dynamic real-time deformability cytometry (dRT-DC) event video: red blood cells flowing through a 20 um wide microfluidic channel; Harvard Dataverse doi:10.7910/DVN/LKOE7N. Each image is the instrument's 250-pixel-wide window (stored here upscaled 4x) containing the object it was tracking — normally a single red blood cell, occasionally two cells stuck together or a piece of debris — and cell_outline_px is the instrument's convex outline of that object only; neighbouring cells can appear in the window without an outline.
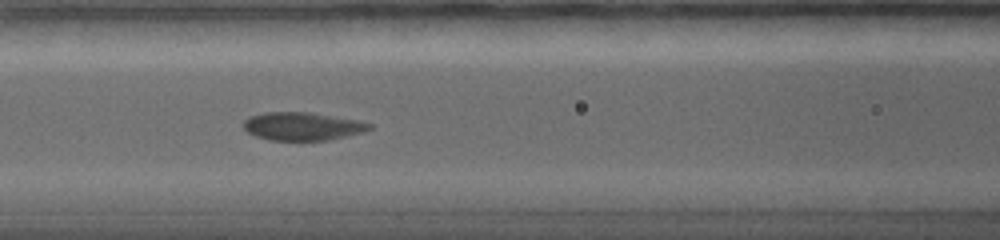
{"species": "common noctule bat (a hibernating species)", "species_latin": "Nyctalus noctula", "temperature_condition": "warm", "stored_images_in_passage": 13, "camera_frame_rate_fps": 5000, "um_per_image_px": 0.085, "animal": {"sex": "female", "body_mass_g": 19.0, "forearm_length_mm": 56.7}, "frame": {"image": 1, "passage_image": 8, "time_ms": 6.2, "image_size_px": [1000, 240], "cell_outline_px": [[372, 128], [360, 132], [328, 140], [268, 140], [256, 136], [248, 132], [244, 128], [244, 120], [248, 116], [264, 112], [308, 112], [360, 120], [372, 124]], "centroid_in_image_um": [25.67, 10.72], "position_along_channel_um": 140.9, "area_um2": 20.52}}
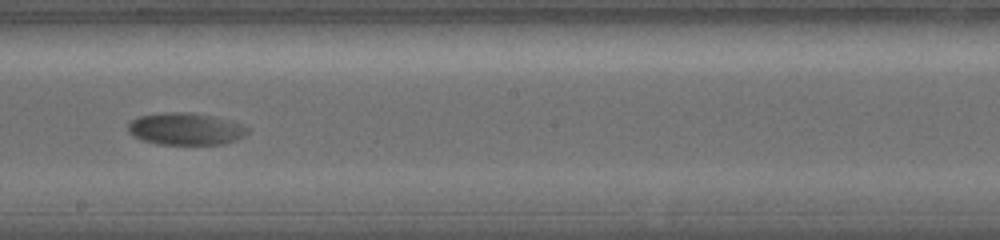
{"frame": {"image": 2, "passage_image": 11, "time_ms": 9.0, "image_size_px": [1000, 240], "cell_outline_px": [[248, 132], [244, 136], [236, 140], [224, 144], [156, 144], [140, 140], [132, 136], [128, 132], [128, 124], [132, 120], [140, 116], [164, 112], [192, 112], [228, 120], [244, 124], [248, 128]], "centroid_in_image_um": [15.76, 10.96], "position_along_channel_um": 232.4, "area_um2": 22.48}}
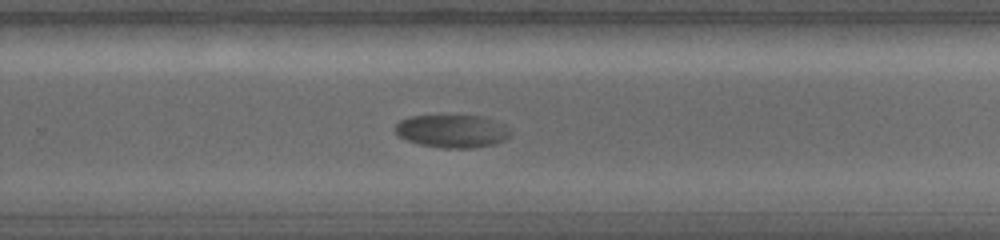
{"frame": {"image": 3, "passage_image": 13, "time_ms": 10.8, "image_size_px": [1000, 240], "cell_outline_px": [[512, 136], [504, 140], [492, 144], [472, 148], [440, 148], [420, 144], [404, 140], [396, 132], [396, 124], [400, 120], [408, 116], [480, 116], [496, 120], [512, 128]], "centroid_in_image_um": [38.48, 11.15], "position_along_channel_um": 291.3, "area_um2": 22.31}}